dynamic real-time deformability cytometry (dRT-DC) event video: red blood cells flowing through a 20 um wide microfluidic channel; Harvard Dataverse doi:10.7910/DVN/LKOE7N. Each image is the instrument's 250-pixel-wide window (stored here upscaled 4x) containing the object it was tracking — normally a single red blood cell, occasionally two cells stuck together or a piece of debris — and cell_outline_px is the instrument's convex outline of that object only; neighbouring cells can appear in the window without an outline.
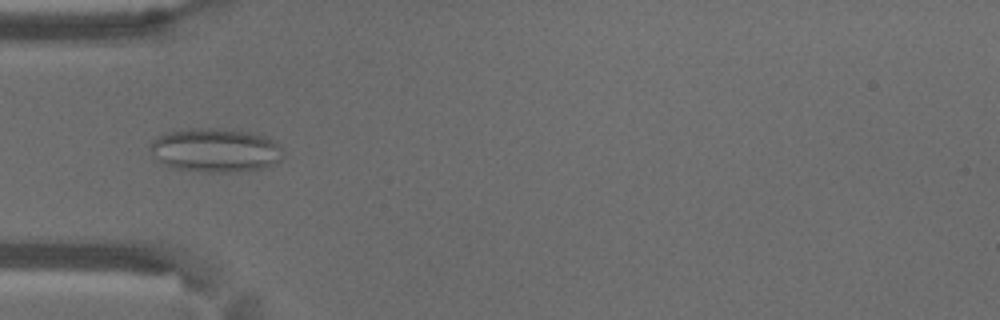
{"species": "common noctule bat (a hibernating species)", "species_latin": "Nyctalus noctula", "temperature_condition": "warm", "stored_images_in_passage": 57, "camera_frame_rate_fps": 3000, "um_per_image_px": 0.085, "animal": {"sex": "male", "body_mass_g": 18.8}, "frame": {"image": 1, "passage_image": 18, "time_ms": 5.667, "image_size_px": [1000, 320], "cell_outline_px": [[284, 156], [280, 160], [272, 164], [260, 168], [236, 172], [208, 172], [172, 168], [160, 160], [148, 148], [152, 140], [156, 136], [180, 128], [232, 128], [252, 132], [268, 136], [280, 148]], "centroid_in_image_um": [18.3, 12.73], "position_along_channel_um": 66.7, "area_um2": 34.28}}
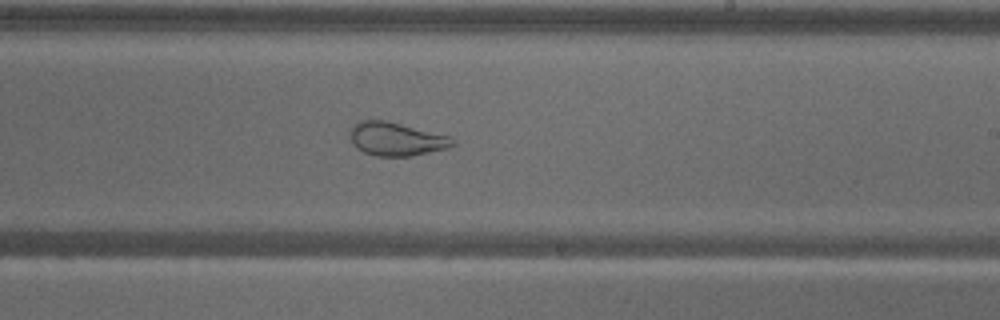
{"frame": {"image": 2, "passage_image": 34, "time_ms": 11.0, "image_size_px": [1000, 320], "cell_outline_px": [[456, 144], [448, 148], [412, 156], [376, 156], [364, 152], [356, 148], [352, 144], [348, 132], [352, 124], [360, 120], [388, 120], [448, 136], [456, 140]], "centroid_in_image_um": [33.64, 11.81], "position_along_channel_um": 255.4, "area_um2": 20.29}}
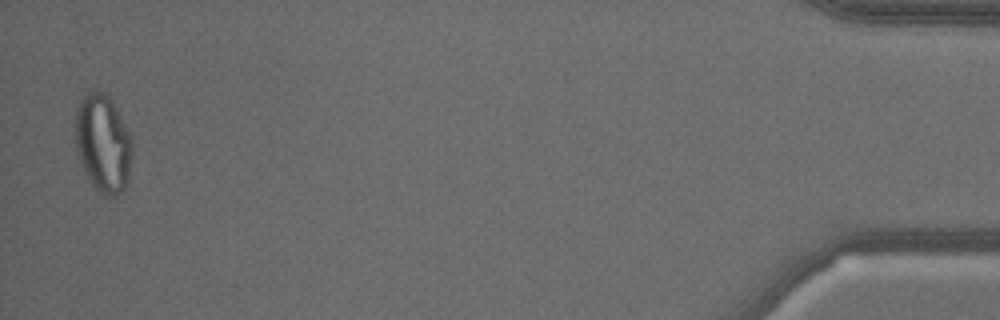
{"frame": {"image": 3, "passage_image": 56, "time_ms": 18.333, "image_size_px": [1000, 320], "cell_outline_px": [[132, 152], [128, 172], [124, 188], [116, 196], [104, 196], [92, 184], [84, 172], [76, 148], [76, 112], [80, 100], [88, 92], [104, 92], [112, 100], [132, 140]], "centroid_in_image_um": [8.74, 12.19], "position_along_channel_um": 426.5, "area_um2": 31.85}}